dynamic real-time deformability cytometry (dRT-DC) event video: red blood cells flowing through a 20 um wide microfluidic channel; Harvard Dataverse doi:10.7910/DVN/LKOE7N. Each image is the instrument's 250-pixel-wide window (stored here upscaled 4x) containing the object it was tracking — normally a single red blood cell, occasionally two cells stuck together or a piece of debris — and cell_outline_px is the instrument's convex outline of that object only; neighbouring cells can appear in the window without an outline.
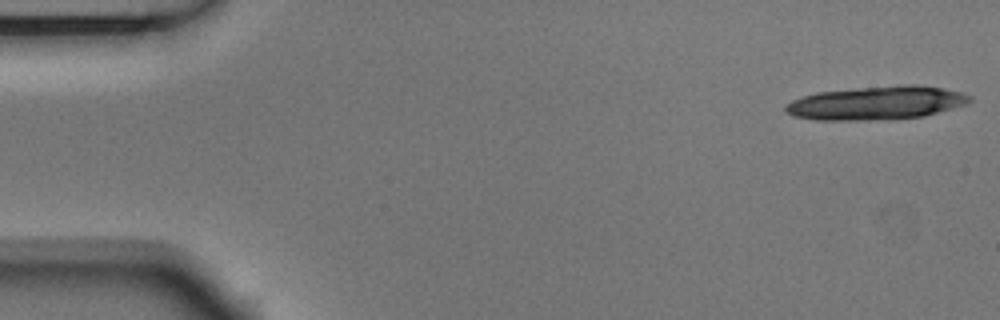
{"species": "Egyptian fruit bat (a non-hibernating species)", "species_latin": "Rousettus aegyptiacus", "temperature_condition": "room temperature", "stored_images_in_passage": 7, "camera_frame_rate_fps": 3000, "um_per_image_px": 0.085, "animal": {"sex": "male"}, "frame": {"image": 1, "passage_image": 1, "time_ms": 0.0, "image_size_px": [1000, 320], "cell_outline_px": [[972, 100], [964, 104], [924, 116], [888, 120], [816, 120], [792, 116], [784, 112], [784, 108], [792, 100], [816, 92], [856, 88], [900, 84], [916, 84], [944, 88], [960, 92], [972, 96]], "centroid_in_image_um": [74.48, 8.75], "position_along_channel_um": 10.5, "area_um2": 36.18}}
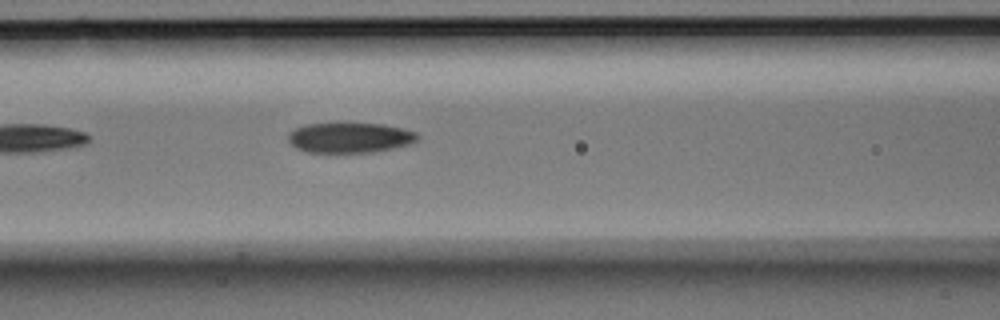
{"frame": {"image": 2, "passage_image": 7, "time_ms": 2.0, "image_size_px": [1000, 320], "cell_outline_px": [[420, 140], [408, 144], [372, 152], [308, 152], [296, 148], [288, 140], [288, 132], [296, 128], [308, 124], [336, 120], [384, 124], [404, 128], [416, 132], [420, 136]], "centroid_in_image_um": [29.73, 11.64], "position_along_channel_um": 136.9, "area_um2": 23.64}}